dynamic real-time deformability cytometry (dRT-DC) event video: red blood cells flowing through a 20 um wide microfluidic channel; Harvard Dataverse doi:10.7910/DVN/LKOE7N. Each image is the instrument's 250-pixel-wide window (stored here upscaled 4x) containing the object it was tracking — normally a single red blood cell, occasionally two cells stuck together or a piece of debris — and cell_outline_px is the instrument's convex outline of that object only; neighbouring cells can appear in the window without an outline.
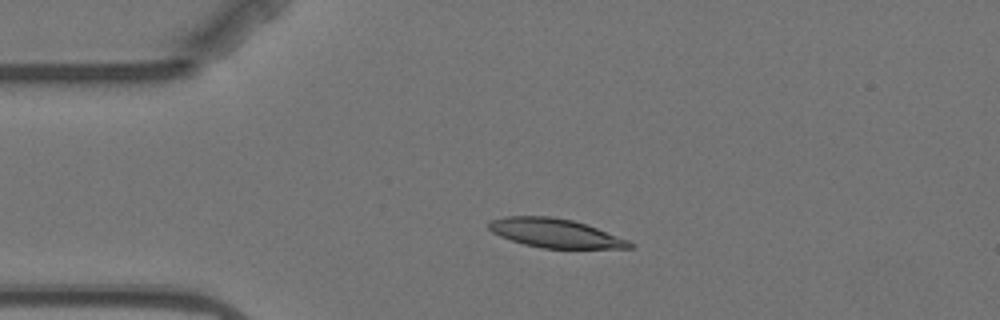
{"species": "Egyptian fruit bat (a non-hibernating species)", "species_latin": "Rousettus aegyptiacus", "temperature_condition": "warm", "stored_images_in_passage": 4, "camera_frame_rate_fps": 3000, "um_per_image_px": 0.085, "animal": {"sex": "female"}, "frame": {"image": 1, "passage_image": 3, "time_ms": 2.333, "image_size_px": [1000, 320], "cell_outline_px": [[636, 244], [632, 248], [540, 248], [524, 244], [500, 236], [492, 232], [488, 228], [488, 220], [504, 216], [552, 216], [572, 220], [596, 228], [628, 240]], "centroid_in_image_um": [47.15, 19.81], "position_along_channel_um": 37.9, "area_um2": 23.64}}